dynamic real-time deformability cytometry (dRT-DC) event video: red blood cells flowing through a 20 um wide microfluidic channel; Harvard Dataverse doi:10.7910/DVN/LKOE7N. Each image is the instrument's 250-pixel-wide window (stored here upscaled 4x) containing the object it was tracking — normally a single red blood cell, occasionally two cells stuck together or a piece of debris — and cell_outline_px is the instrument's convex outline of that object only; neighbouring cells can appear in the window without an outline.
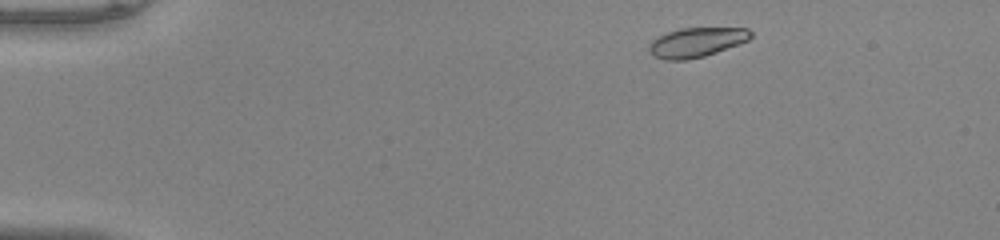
{"species": "common noctule bat (a hibernating species)", "species_latin": "Nyctalus noctula", "temperature_condition": "warm", "stored_images_in_passage": 46, "camera_frame_rate_fps": 3000, "um_per_image_px": 0.085, "animal": {"sex": "male", "body_mass_g": 20.0, "forearm_length_mm": 53.3}, "frame": {"image": 1, "passage_image": 3, "time_ms": 0.667, "image_size_px": [1000, 240], "cell_outline_px": [[752, 36], [748, 40], [716, 52], [704, 56], [688, 60], [664, 60], [648, 52], [648, 44], [652, 40], [668, 32], [680, 28], [748, 28], [752, 32]], "centroid_in_image_um": [59.18, 3.6], "position_along_channel_um": 25.8, "area_um2": 17.4}}
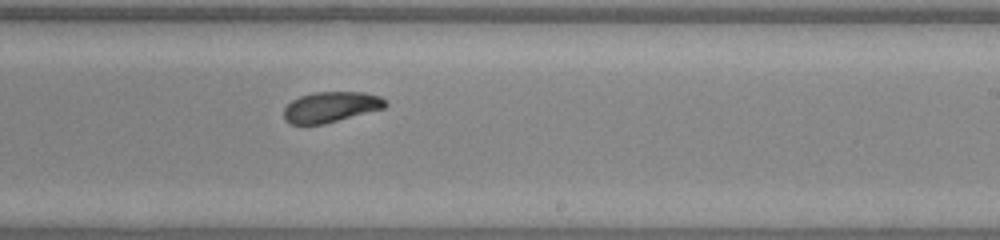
{"frame": {"image": 2, "passage_image": 27, "time_ms": 8.667, "image_size_px": [1000, 240], "cell_outline_px": [[388, 104], [384, 108], [324, 124], [292, 124], [284, 120], [284, 108], [292, 100], [300, 96], [316, 92], [364, 92], [380, 96], [388, 100]], "centroid_in_image_um": [28.14, 9.09], "position_along_channel_um": 260.9, "area_um2": 18.09}}
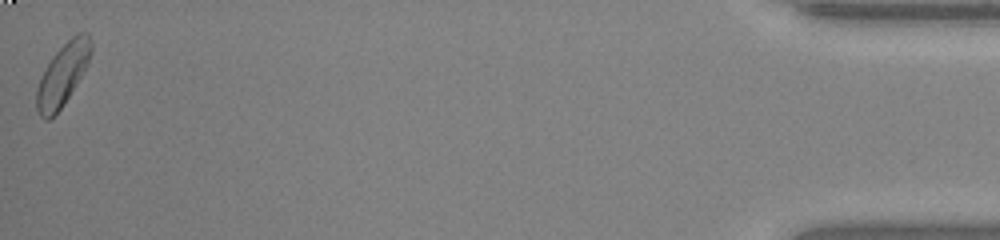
{"frame": {"image": 3, "passage_image": 46, "time_ms": 15.0, "image_size_px": [1000, 240], "cell_outline_px": [[92, 52], [88, 64], [84, 72], [60, 108], [48, 120], [44, 120], [40, 116], [36, 108], [36, 88], [52, 56], [76, 32], [88, 32], [92, 40]], "centroid_in_image_um": [5.35, 6.29], "position_along_channel_um": 429.8, "area_um2": 19.48}, "authors_computed_cell_mechanics": {"area_um2": 18.7272, "velocity_mm_per_s": 4.0598, "shape_relaxation_time_tau1_ms": 1.6612, "shape_relaxation_time_tau2_ms": null, "deformation_change_tau1": 0.1125, "deformation_change_tau2": null}}